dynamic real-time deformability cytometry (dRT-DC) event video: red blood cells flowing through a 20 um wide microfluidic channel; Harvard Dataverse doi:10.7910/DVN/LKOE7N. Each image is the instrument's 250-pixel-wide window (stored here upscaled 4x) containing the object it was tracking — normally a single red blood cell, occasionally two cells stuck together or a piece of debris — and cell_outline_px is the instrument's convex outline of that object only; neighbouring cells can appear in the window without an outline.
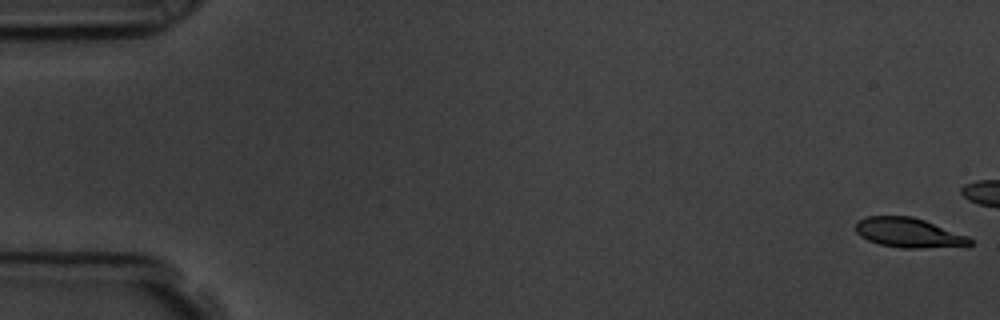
{"species": "common noctule bat (a hibernating species)", "species_latin": "Nyctalus noctula", "temperature_condition": "room temperature", "stored_images_in_passage": 16, "camera_frame_rate_fps": 3000, "um_per_image_px": 0.085, "animal": {"sex": "male", "body_mass_g": 19.5, "forearm_length_mm": 54.6}, "frame": {"image": 1, "passage_image": 1, "time_ms": 0.0, "image_size_px": [1000, 320], "cell_outline_px": [[972, 244], [968, 248], [900, 248], [880, 244], [868, 240], [860, 236], [856, 232], [856, 224], [860, 220], [868, 216], [912, 216], [924, 220], [968, 236], [972, 240]], "centroid_in_image_um": [77.33, 19.82], "position_along_channel_um": 7.7, "area_um2": 20.06}}